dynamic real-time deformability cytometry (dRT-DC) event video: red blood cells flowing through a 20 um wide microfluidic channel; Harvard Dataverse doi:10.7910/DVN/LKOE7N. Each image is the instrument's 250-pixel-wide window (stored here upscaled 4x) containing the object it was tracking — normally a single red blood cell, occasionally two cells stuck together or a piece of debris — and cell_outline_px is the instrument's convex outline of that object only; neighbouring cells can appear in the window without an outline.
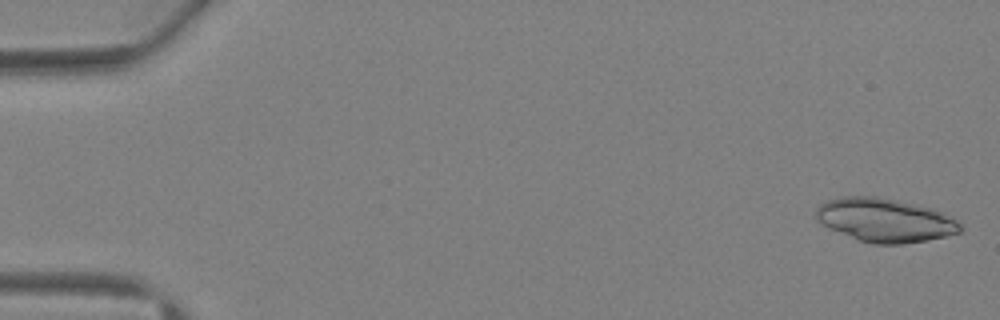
{"species": "Egyptian fruit bat (a non-hibernating species)", "species_latin": "Rousettus aegyptiacus", "temperature_condition": "warm", "stored_images_in_passage": 9, "camera_frame_rate_fps": 3000, "um_per_image_px": 0.085, "animal": {"sex": "female"}, "frame": {"image": 1, "passage_image": 1, "time_ms": 0.0, "image_size_px": [1000, 320], "cell_outline_px": [[964, 228], [960, 232], [928, 240], [900, 244], [872, 244], [860, 240], [828, 228], [820, 224], [816, 220], [816, 208], [820, 204], [828, 200], [840, 196], [876, 196], [896, 200], [932, 208], [944, 212], [952, 216]], "centroid_in_image_um": [75.22, 18.7], "position_along_channel_um": 9.8, "area_um2": 36.82}}
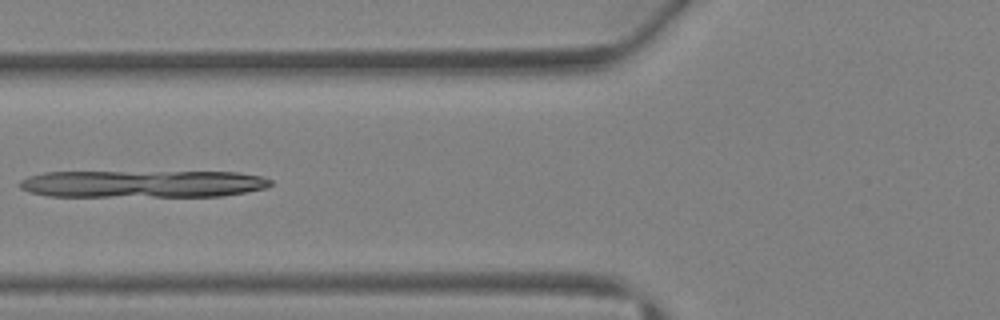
{"frame": {"image": 2, "passage_image": 9, "time_ms": 1672.0, "image_size_px": [1000, 320], "cell_outline_px": [[272, 184], [264, 188], [244, 192], [220, 196], [48, 196], [28, 192], [20, 188], [20, 180], [28, 176], [44, 172], [236, 172], [260, 176], [272, 180]], "centroid_in_image_um": [12.08, 15.62], "position_along_channel_um": 113.7, "area_um2": 39.82}}